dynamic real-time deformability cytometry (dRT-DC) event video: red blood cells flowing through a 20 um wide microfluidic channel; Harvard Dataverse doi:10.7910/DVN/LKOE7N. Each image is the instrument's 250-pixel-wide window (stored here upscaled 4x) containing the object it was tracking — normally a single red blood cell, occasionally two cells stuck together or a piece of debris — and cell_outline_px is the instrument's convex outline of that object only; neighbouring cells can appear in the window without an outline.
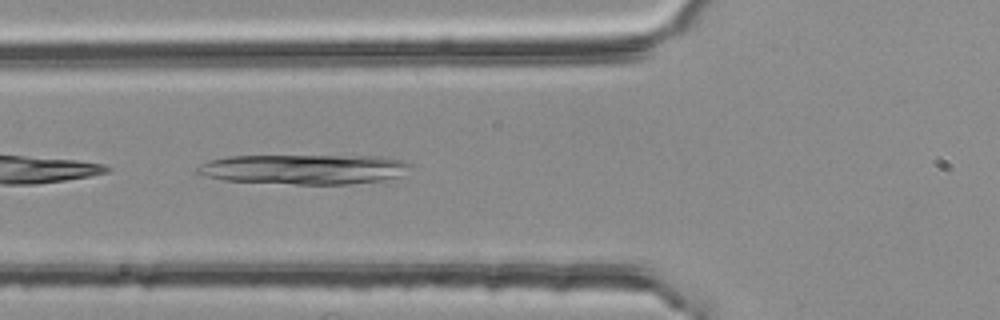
{"species": "common noctule bat (a hibernating species)", "species_latin": "Nyctalus noctula", "temperature_condition": "room temperature", "stored_images_in_passage": 39, "camera_frame_rate_fps": 3000, "um_per_image_px": 0.085, "animal": {"sex": "female", "body_mass_g": 25.1}, "frame": {"image": 1, "passage_image": 4, "time_ms": 1.0, "image_size_px": [1000, 320], "cell_outline_px": [[412, 164], [388, 184], [296, 184], [224, 180], [204, 176], [196, 172], [196, 168], [200, 164], [212, 160], [228, 156], [384, 156], [404, 160]], "centroid_in_image_um": [25.98, 14.4], "position_along_channel_um": 99.8, "area_um2": 37.8}}
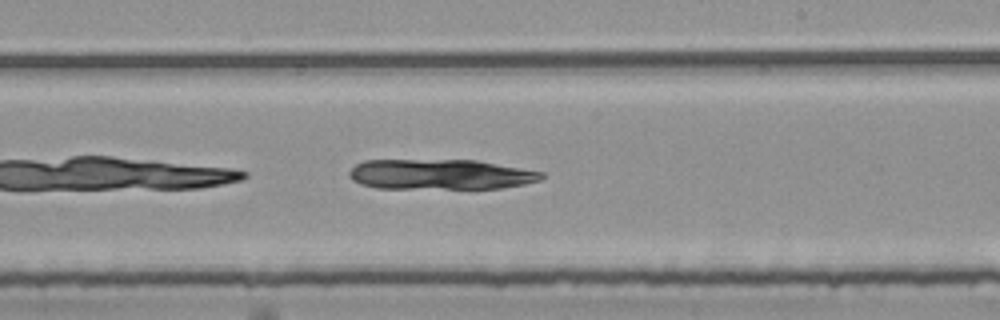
{"frame": {"image": 2, "passage_image": 16, "time_ms": 5.0, "image_size_px": [1000, 320], "cell_outline_px": [[544, 176], [540, 180], [524, 184], [500, 188], [376, 188], [360, 184], [352, 180], [348, 172], [356, 164], [364, 160], [476, 160], [544, 172]], "centroid_in_image_um": [37.42, 14.82], "position_along_channel_um": 251.6, "area_um2": 33.87}}
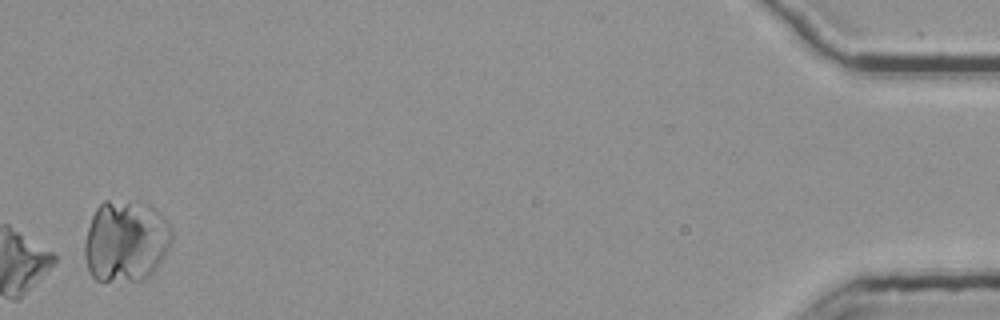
{"frame": {"image": 3, "passage_image": 37, "time_ms": 12.0, "image_size_px": [1000, 320], "cell_outline_px": [[172, 240], [164, 256], [156, 268], [148, 276], [140, 280], [96, 280], [92, 276], [88, 268], [84, 256], [84, 244], [88, 228], [92, 216], [96, 208], [104, 200], [108, 200], [148, 204], [160, 212], [168, 220], [172, 228]], "centroid_in_image_um": [10.7, 20.47], "position_along_channel_um": 424.5, "area_um2": 41.44}}